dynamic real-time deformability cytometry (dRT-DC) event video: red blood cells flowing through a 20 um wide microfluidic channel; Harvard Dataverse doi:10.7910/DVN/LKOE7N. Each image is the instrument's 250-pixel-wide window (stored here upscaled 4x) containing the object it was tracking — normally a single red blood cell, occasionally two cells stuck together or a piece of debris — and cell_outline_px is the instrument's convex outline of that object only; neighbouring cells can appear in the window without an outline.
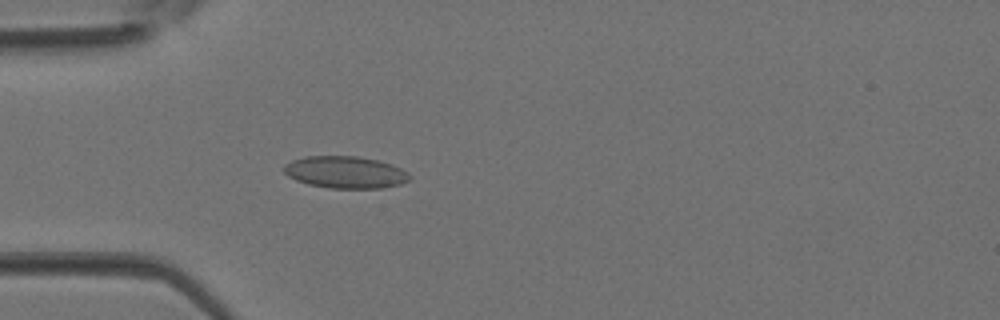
{"species": "Egyptian fruit bat (a non-hibernating species)", "species_latin": "Rousettus aegyptiacus", "temperature_condition": "room temperature", "stored_images_in_passage": 4, "camera_frame_rate_fps": 3000, "um_per_image_px": 0.085, "animal": {"sex": "female"}, "frame": {"image": 1, "passage_image": 4, "time_ms": 1.0, "image_size_px": [1000, 320], "cell_outline_px": [[412, 180], [400, 184], [380, 188], [328, 188], [308, 184], [296, 180], [288, 176], [284, 172], [284, 164], [292, 160], [304, 156], [356, 156], [376, 160], [392, 164], [408, 172], [412, 176]], "centroid_in_image_um": [29.37, 14.64], "position_along_channel_um": 55.6, "area_um2": 23.58}}